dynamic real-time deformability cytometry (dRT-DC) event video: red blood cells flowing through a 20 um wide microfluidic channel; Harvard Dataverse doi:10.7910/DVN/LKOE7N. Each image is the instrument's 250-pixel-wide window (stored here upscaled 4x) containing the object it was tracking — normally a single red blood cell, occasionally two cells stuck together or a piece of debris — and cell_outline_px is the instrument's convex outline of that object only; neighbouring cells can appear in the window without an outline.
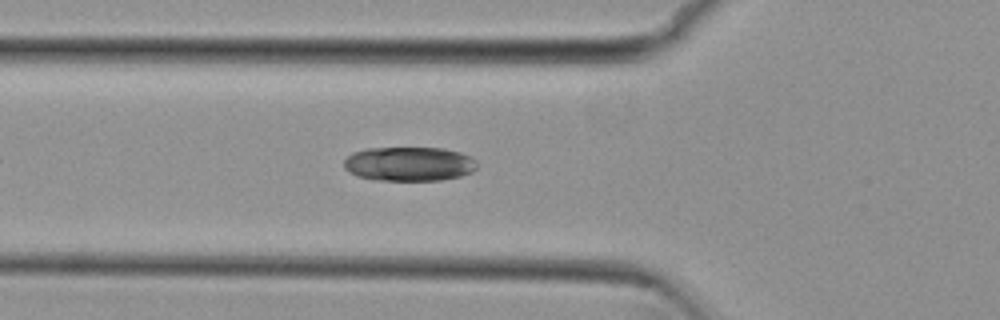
{"species": "common noctule bat (a hibernating species)", "species_latin": "Nyctalus noctula", "temperature_condition": "cold", "stored_images_in_passage": 42, "camera_frame_rate_fps": 3000, "um_per_image_px": 0.085, "animal": {"sex": "female", "body_mass_g": 29.2, "forearm_length_mm": 56.3}, "frame": {"image": 1, "passage_image": 8, "time_ms": 2.333, "image_size_px": [1000, 320], "cell_outline_px": [[476, 168], [472, 172], [460, 176], [440, 180], [376, 180], [356, 176], [348, 172], [344, 168], [344, 160], [352, 152], [368, 148], [444, 148], [460, 152], [472, 156], [476, 160]], "centroid_in_image_um": [34.77, 13.93], "position_along_channel_um": 91.0, "area_um2": 26.76}}
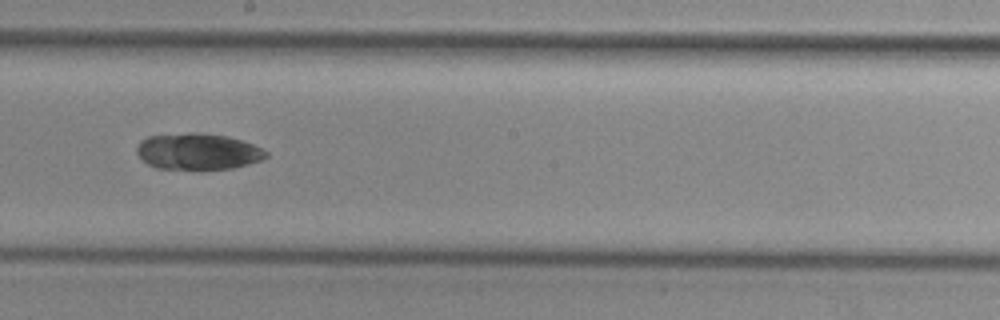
{"frame": {"image": 2, "passage_image": 19, "time_ms": 6.0, "image_size_px": [1000, 320], "cell_outline_px": [[268, 156], [260, 160], [248, 164], [232, 168], [156, 168], [148, 164], [136, 152], [136, 148], [140, 140], [148, 136], [192, 132], [200, 132], [228, 136], [252, 144], [268, 152]], "centroid_in_image_um": [16.8, 12.85], "position_along_channel_um": 231.4, "area_um2": 27.05}}
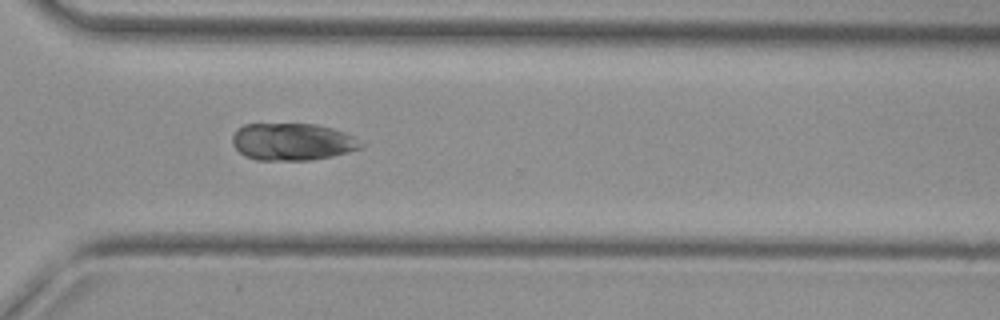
{"frame": {"image": 3, "passage_image": 28, "time_ms": 9.0, "image_size_px": [1000, 320], "cell_outline_px": [[364, 144], [360, 148], [348, 152], [332, 156], [312, 160], [256, 160], [244, 156], [232, 144], [232, 136], [236, 128], [244, 124], [316, 124], [332, 128], [344, 132], [352, 136]], "centroid_in_image_um": [24.81, 12.05], "position_along_channel_um": 345.8, "area_um2": 27.98}}